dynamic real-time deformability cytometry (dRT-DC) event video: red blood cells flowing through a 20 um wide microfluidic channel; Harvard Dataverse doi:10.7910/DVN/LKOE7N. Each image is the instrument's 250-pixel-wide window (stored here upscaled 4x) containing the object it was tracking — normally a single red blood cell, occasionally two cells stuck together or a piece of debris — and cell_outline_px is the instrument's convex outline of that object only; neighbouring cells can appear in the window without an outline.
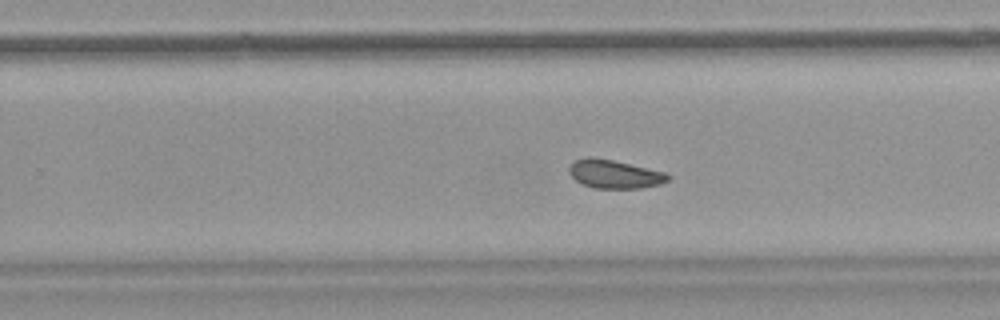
{"species": "common noctule bat (a hibernating species)", "species_latin": "Nyctalus noctula", "temperature_condition": "warm", "stored_images_in_passage": 48, "camera_frame_rate_fps": 3000, "um_per_image_px": 0.085, "animal": {"sex": "female", "body_mass_g": 18.4}, "frame": {"image": 1, "passage_image": 28, "time_ms": 9.0, "image_size_px": [1000, 320], "cell_outline_px": [[672, 176], [668, 180], [660, 184], [640, 188], [596, 188], [584, 184], [576, 180], [568, 172], [568, 168], [576, 160], [588, 156], [592, 156], [612, 160], [668, 172]], "centroid_in_image_um": [52.27, 14.79], "position_along_channel_um": 277.5, "area_um2": 16.42}, "authors_computed_cell_mechanics": {"area_um2": 17.1666, "velocity_mm_per_s": 3.7926, "shape_relaxation_time_tau1_ms": null, "shape_relaxation_time_tau2_ms": 2.8961, "deformation_change_tau1": null, "deformation_change_tau2": 0.0671}}